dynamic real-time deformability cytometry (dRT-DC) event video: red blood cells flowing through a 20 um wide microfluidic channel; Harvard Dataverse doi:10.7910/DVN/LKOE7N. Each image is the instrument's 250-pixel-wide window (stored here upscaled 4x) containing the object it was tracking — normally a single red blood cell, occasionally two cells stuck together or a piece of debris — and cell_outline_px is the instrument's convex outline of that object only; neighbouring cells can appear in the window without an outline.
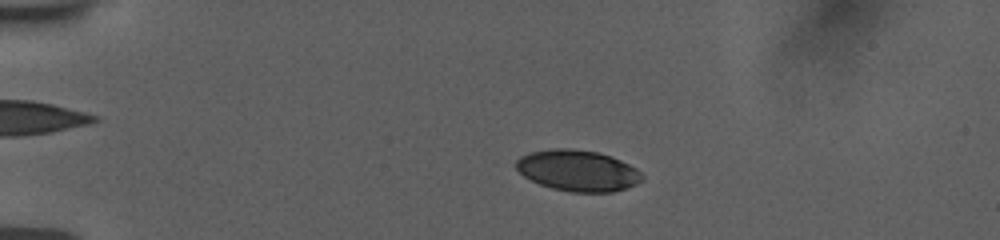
{"species": "human", "species_latin": "Homo sapiens", "temperature_condition": "room temperature", "stored_images_in_passage": 56, "camera_frame_rate_fps": 3000, "um_per_image_px": 0.085, "donor": {"sex": "female"}, "frame": {"image": 1, "passage_image": 13, "time_ms": 4.0, "image_size_px": [1000, 240], "cell_outline_px": [[644, 180], [636, 184], [612, 192], [572, 192], [552, 188], [540, 184], [524, 176], [516, 168], [516, 160], [520, 156], [528, 152], [552, 148], [572, 148], [600, 152], [612, 156], [636, 168], [644, 176]], "centroid_in_image_um": [49.11, 14.48], "position_along_channel_um": 35.9, "area_um2": 30.35}}
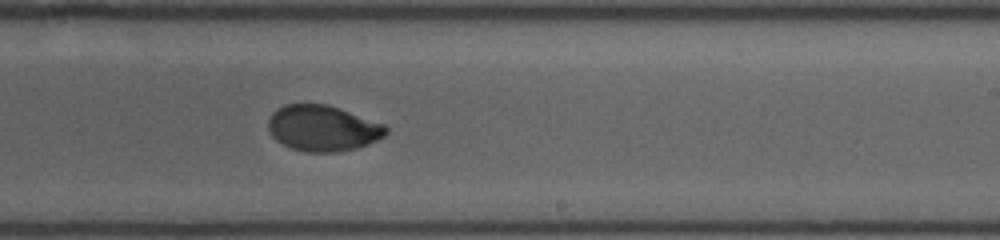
{"frame": {"image": 2, "passage_image": 36, "time_ms": 11.667, "image_size_px": [1000, 240], "cell_outline_px": [[388, 132], [384, 136], [368, 144], [356, 148], [336, 152], [304, 152], [292, 148], [276, 140], [272, 136], [268, 128], [268, 120], [272, 112], [284, 104], [328, 104], [340, 108], [384, 124], [388, 128]], "centroid_in_image_um": [27.43, 10.89], "position_along_channel_um": 261.6, "area_um2": 31.5}}
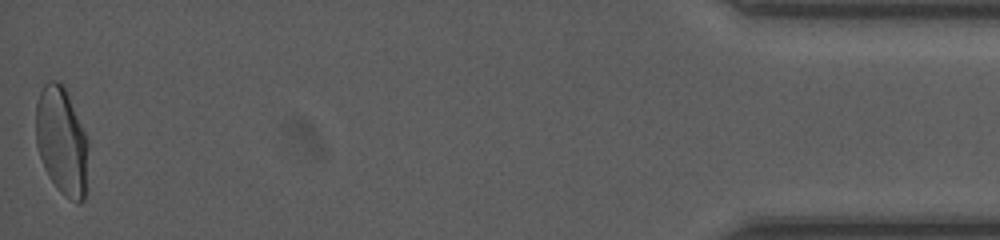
{"frame": {"image": 3, "passage_image": 56, "time_ms": 18.333, "image_size_px": [1000, 240], "cell_outline_px": [[88, 148], [84, 200], [80, 204], [64, 196], [60, 192], [52, 180], [40, 156], [36, 144], [36, 104], [40, 92], [44, 84], [48, 80], [56, 80], [64, 84], [88, 136]], "centroid_in_image_um": [5.26, 11.93], "position_along_channel_um": 429.9, "area_um2": 33.06}, "authors_computed_cell_mechanics": {"area_um2": 31.6744, "velocity_mm_per_s": 3.7584, "shape_relaxation_time_tau1_ms": 5.0281, "shape_relaxation_time_tau2_ms": 0.7823, "deformation_change_tau1": 0.1706, "deformation_change_tau2": 0.0338}}